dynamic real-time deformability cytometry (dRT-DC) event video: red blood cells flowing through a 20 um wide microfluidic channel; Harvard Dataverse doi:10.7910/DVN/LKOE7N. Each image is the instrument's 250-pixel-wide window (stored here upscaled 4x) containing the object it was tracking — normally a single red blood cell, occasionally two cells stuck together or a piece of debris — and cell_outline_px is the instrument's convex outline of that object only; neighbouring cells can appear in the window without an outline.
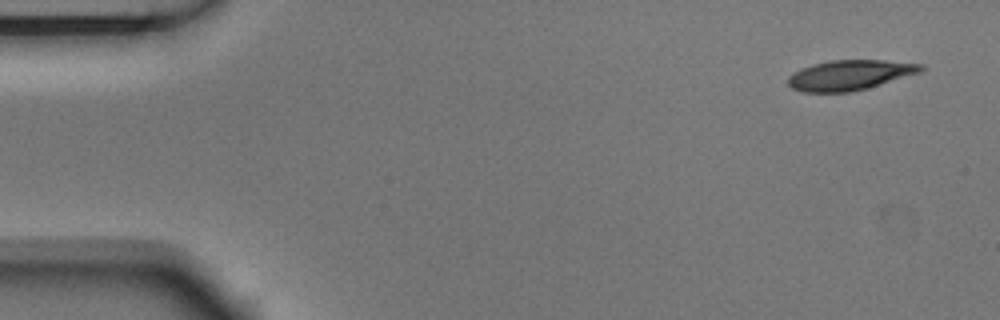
{"species": "Egyptian fruit bat (a non-hibernating species)", "species_latin": "Rousettus aegyptiacus", "temperature_condition": "room temperature", "stored_images_in_passage": 8, "camera_frame_rate_fps": 3000, "um_per_image_px": 0.085, "animal": {"sex": "male"}, "frame": {"image": 1, "passage_image": 1, "time_ms": 0.0, "image_size_px": [1000, 320], "cell_outline_px": [[924, 68], [920, 72], [864, 88], [848, 92], [804, 92], [792, 88], [788, 84], [788, 76], [792, 72], [800, 68], [812, 64], [828, 60], [884, 60], [924, 64]], "centroid_in_image_um": [72.17, 6.36], "position_along_channel_um": 12.8, "area_um2": 23.06}}
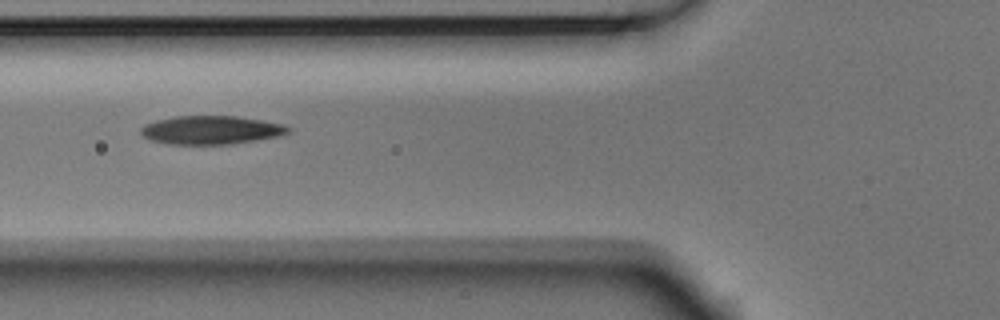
{"frame": {"image": 2, "passage_image": 6, "time_ms": 1.667, "image_size_px": [1000, 320], "cell_outline_px": [[292, 132], [280, 136], [232, 144], [168, 144], [152, 140], [144, 136], [140, 132], [140, 128], [144, 124], [156, 120], [176, 116], [236, 116], [284, 124], [292, 128]], "centroid_in_image_um": [17.97, 11.05], "position_along_channel_um": 107.8, "area_um2": 24.57}}
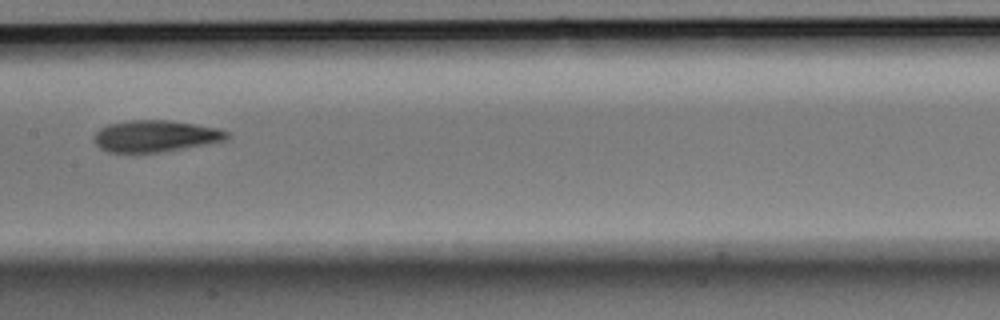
{"frame": {"image": 3, "passage_image": 8, "time_ms": 2.333, "image_size_px": [1000, 320], "cell_outline_px": [[228, 140], [160, 152], [108, 152], [100, 148], [92, 140], [96, 132], [100, 128], [108, 124], [132, 120], [168, 120], [196, 124], [216, 128], [228, 132]], "centroid_in_image_um": [13.18, 11.56], "position_along_channel_um": 194.2, "area_um2": 24.33}}